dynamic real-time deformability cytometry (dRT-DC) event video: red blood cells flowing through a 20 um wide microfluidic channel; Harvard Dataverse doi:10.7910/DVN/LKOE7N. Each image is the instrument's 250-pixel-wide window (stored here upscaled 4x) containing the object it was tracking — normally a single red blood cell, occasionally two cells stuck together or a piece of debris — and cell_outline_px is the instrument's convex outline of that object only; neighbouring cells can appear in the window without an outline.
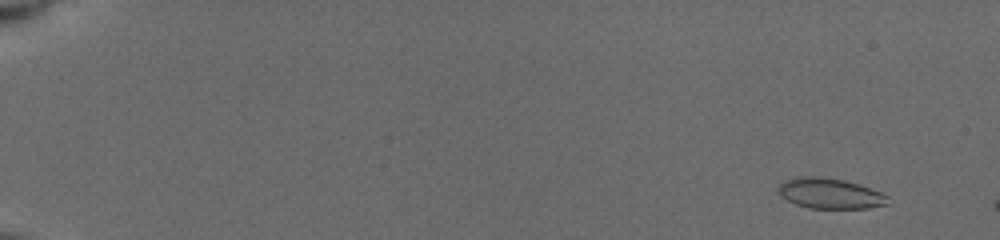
{"species": "common noctule bat (a hibernating species)", "species_latin": "Nyctalus noctula", "temperature_condition": "cold", "stored_images_in_passage": 7, "camera_frame_rate_fps": 3000, "um_per_image_px": 0.085, "animal": {"sex": "female", "body_mass_g": 19.5, "forearm_length_mm": 54.1}, "frame": {"image": 1, "passage_image": 3, "time_ms": 1.333, "image_size_px": [1000, 240], "cell_outline_px": [[888, 204], [868, 208], [808, 208], [796, 204], [780, 196], [776, 192], [780, 184], [784, 180], [796, 176], [820, 176], [844, 180], [860, 184], [880, 192], [888, 196]], "centroid_in_image_um": [70.51, 16.43], "position_along_channel_um": 14.5, "area_um2": 19.59}}